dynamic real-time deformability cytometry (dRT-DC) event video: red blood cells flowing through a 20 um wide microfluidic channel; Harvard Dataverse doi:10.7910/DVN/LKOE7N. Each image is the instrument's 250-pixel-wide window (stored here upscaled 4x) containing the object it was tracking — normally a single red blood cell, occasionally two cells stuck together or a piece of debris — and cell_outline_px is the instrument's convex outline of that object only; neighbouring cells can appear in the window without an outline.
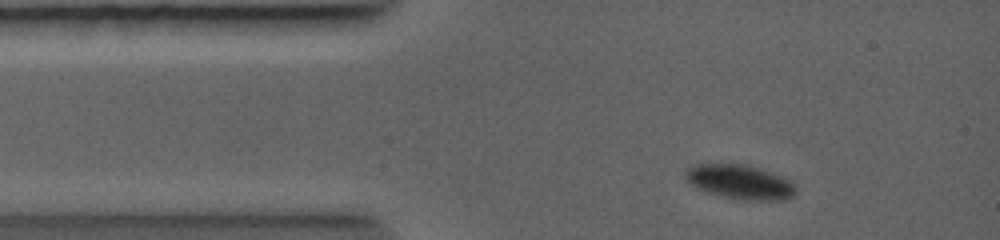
{"species": "common noctule bat (a hibernating species)", "species_latin": "Nyctalus noctula", "temperature_condition": "warm", "stored_images_in_passage": 27, "camera_frame_rate_fps": 5000, "um_per_image_px": 0.085, "animal": {"sex": "female", "body_mass_g": 19.0, "forearm_length_mm": 56.7}, "frame": {"image": 1, "passage_image": 2, "time_ms": 0.6, "image_size_px": [1000, 240], "cell_outline_px": [[796, 192], [788, 200], [736, 200], [708, 192], [696, 188], [684, 176], [684, 172], [688, 168], [696, 164], [744, 164], [760, 168], [780, 176], [796, 184]], "centroid_in_image_um": [62.91, 15.48], "position_along_channel_um": 22.1, "area_um2": 22.14}}
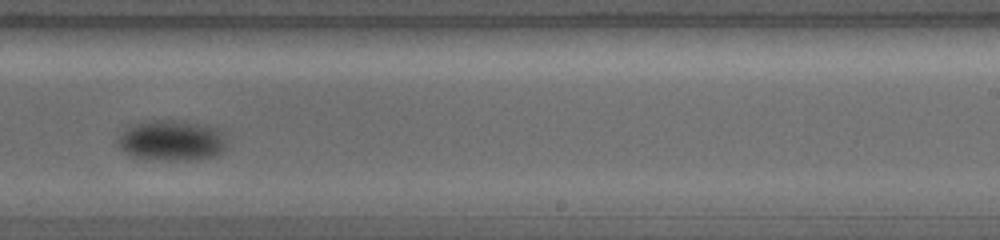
{"frame": {"image": 2, "passage_image": 13, "time_ms": 5.8, "image_size_px": [1000, 240], "cell_outline_px": [[228, 144], [224, 152], [216, 156], [192, 160], [152, 160], [136, 156], [124, 152], [116, 144], [116, 136], [128, 124], [156, 120], [176, 120], [228, 128]], "centroid_in_image_um": [14.68, 11.92], "position_along_channel_um": 274.3, "area_um2": 27.11}}
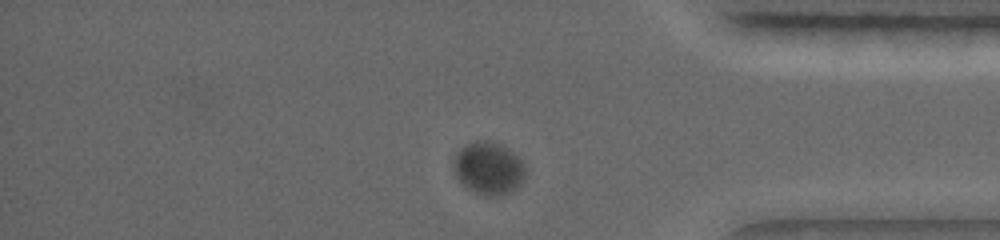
{"frame": {"image": 3, "passage_image": 23, "time_ms": 8.2, "image_size_px": [1000, 240], "cell_outline_px": [[528, 172], [524, 180], [516, 188], [500, 196], [484, 196], [464, 188], [456, 176], [452, 168], [452, 164], [456, 152], [460, 148], [476, 140], [484, 140], [508, 148], [528, 168]], "centroid_in_image_um": [41.51, 14.33], "position_along_channel_um": 393.7, "area_um2": 22.37}}